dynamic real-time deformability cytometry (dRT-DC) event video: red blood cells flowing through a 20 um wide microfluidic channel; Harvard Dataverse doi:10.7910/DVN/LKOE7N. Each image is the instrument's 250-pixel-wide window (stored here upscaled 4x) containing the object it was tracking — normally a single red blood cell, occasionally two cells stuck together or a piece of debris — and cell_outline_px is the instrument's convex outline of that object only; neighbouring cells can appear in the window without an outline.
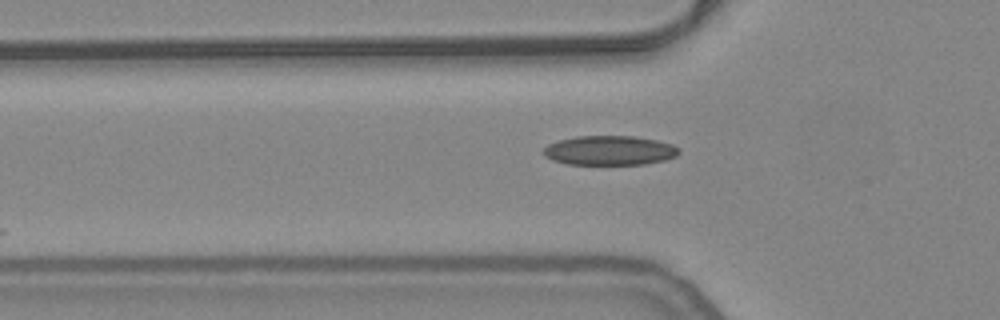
{"species": "common noctule bat (a hibernating species)", "species_latin": "Nyctalus noctula", "temperature_condition": "warm", "stored_images_in_passage": 17, "camera_frame_rate_fps": 3000, "um_per_image_px": 0.085, "animal": {"sex": "female", "body_mass_g": 24.6, "forearm_length_mm": 56.2}, "frame": {"image": 1, "passage_image": 4, "time_ms": 1.0, "image_size_px": [1000, 320], "cell_outline_px": [[680, 152], [676, 156], [664, 160], [644, 164], [568, 164], [552, 160], [544, 156], [540, 152], [548, 144], [560, 140], [576, 136], [632, 136], [656, 140], [672, 144], [680, 148]], "centroid_in_image_um": [51.8, 12.79], "position_along_channel_um": 74.0, "area_um2": 23.29}}
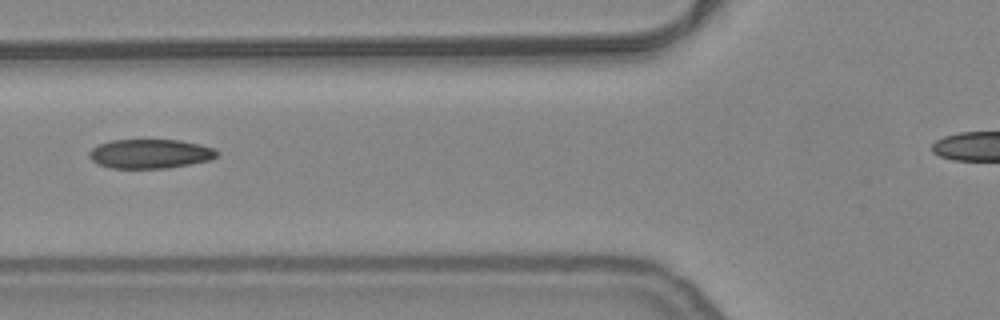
{"frame": {"image": 2, "passage_image": 7, "time_ms": 2.0, "image_size_px": [1000, 320], "cell_outline_px": [[216, 156], [212, 160], [168, 168], [112, 168], [96, 164], [88, 156], [88, 152], [92, 148], [100, 144], [112, 140], [180, 140], [200, 144], [216, 148]], "centroid_in_image_um": [12.76, 13.07], "position_along_channel_um": 113.0, "area_um2": 21.85}}
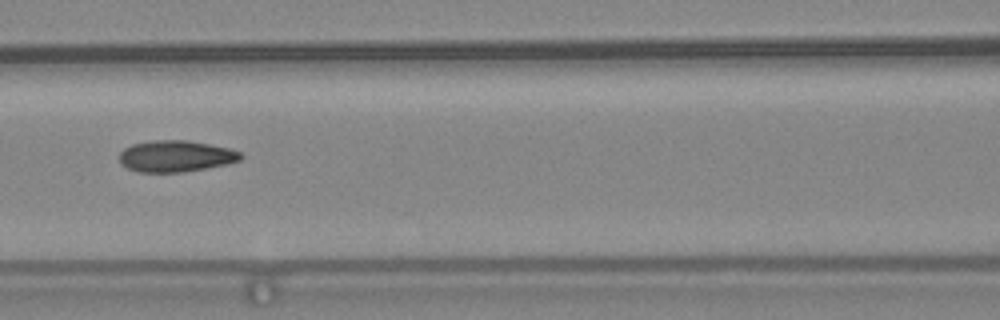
{"frame": {"image": 3, "passage_image": 10, "time_ms": 3.0, "image_size_px": [1000, 320], "cell_outline_px": [[244, 156], [240, 160], [228, 164], [208, 168], [184, 172], [136, 172], [120, 164], [120, 152], [124, 148], [132, 144], [156, 140], [184, 140], [208, 144], [228, 148], [240, 152]], "centroid_in_image_um": [14.94, 13.29], "position_along_channel_um": 151.7, "area_um2": 22.25}}